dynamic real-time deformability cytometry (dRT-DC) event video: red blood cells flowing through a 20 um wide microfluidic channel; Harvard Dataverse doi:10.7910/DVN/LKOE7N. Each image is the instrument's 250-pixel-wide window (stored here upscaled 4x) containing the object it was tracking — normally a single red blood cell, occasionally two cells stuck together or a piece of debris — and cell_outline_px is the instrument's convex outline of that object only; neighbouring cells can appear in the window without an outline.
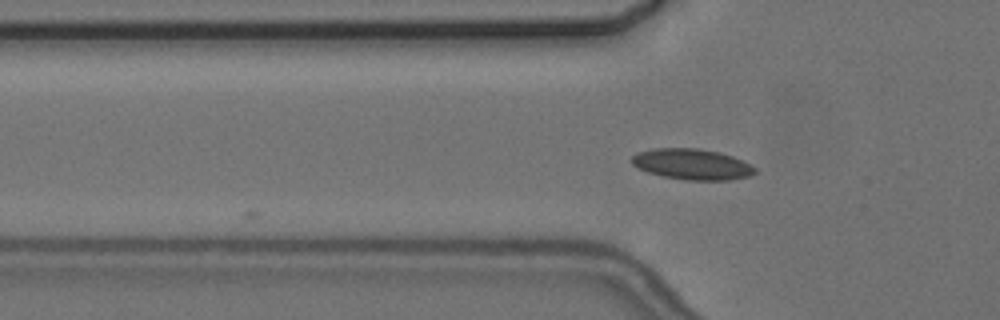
{"species": "common noctule bat (a hibernating species)", "species_latin": "Nyctalus noctula", "temperature_condition": "cold", "stored_images_in_passage": 5, "camera_frame_rate_fps": 3000, "um_per_image_px": 0.085, "animal": {"sex": "female", "body_mass_g": 24.6, "forearm_length_mm": 56.2}, "frame": {"image": 1, "passage_image": 5, "time_ms": 5.667, "image_size_px": [1000, 320], "cell_outline_px": [[756, 172], [748, 176], [728, 180], [684, 180], [664, 176], [648, 172], [632, 164], [632, 156], [636, 152], [652, 148], [700, 148], [720, 152], [732, 156], [756, 168]], "centroid_in_image_um": [58.8, 13.95], "position_along_channel_um": 67.0, "area_um2": 22.02}}